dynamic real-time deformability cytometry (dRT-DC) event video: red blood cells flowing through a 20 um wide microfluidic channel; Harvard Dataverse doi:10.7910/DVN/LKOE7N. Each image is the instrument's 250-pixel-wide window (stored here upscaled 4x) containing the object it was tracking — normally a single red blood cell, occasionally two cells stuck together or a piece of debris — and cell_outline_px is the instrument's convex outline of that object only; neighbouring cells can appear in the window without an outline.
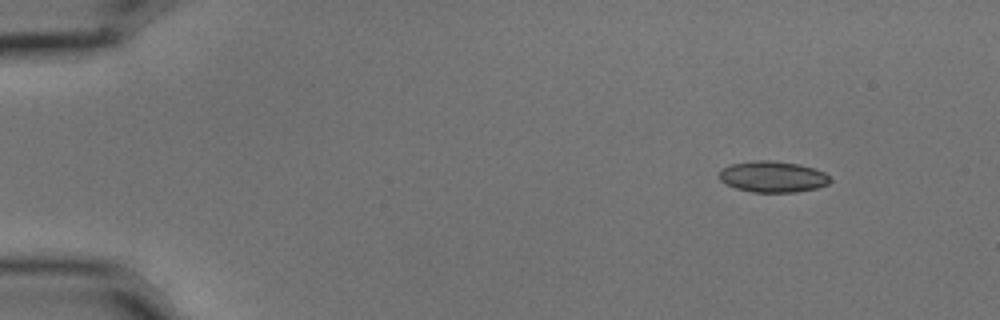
{"species": "common noctule bat (a hibernating species)", "species_latin": "Nyctalus noctula", "temperature_condition": "cold", "stored_images_in_passage": 51, "camera_frame_rate_fps": 3000, "um_per_image_px": 0.085, "animal": {"sex": "male", "body_mass_g": 15.6}, "frame": {"image": 1, "passage_image": 1, "time_ms": 0.0, "image_size_px": [1000, 320], "cell_outline_px": [[832, 180], [828, 184], [816, 188], [796, 192], [752, 192], [736, 188], [724, 184], [720, 180], [720, 168], [732, 164], [752, 160], [772, 160], [800, 164], [816, 168], [824, 172]], "centroid_in_image_um": [65.68, 15.01], "position_along_channel_um": 19.3, "area_um2": 20.35}}
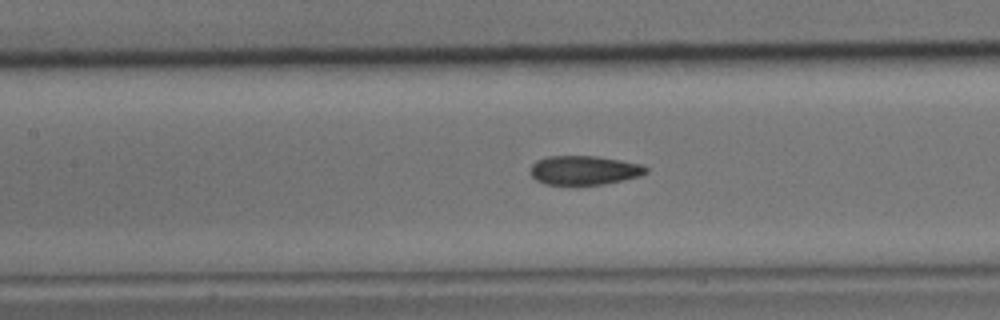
{"frame": {"image": 2, "passage_image": 21, "time_ms": 6.667, "image_size_px": [1000, 320], "cell_outline_px": [[648, 172], [640, 176], [604, 184], [576, 188], [544, 184], [536, 180], [528, 172], [532, 164], [536, 160], [548, 156], [596, 156], [644, 164], [648, 168]], "centroid_in_image_um": [49.62, 14.51], "position_along_channel_um": 157.8, "area_um2": 20.58}}
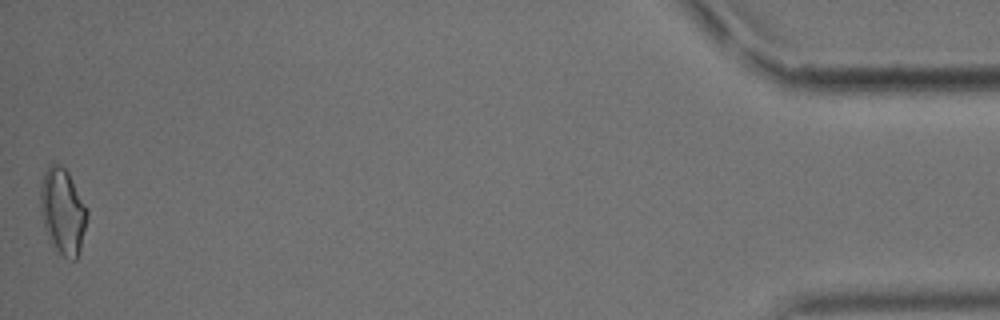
{"frame": {"image": 3, "passage_image": 51, "time_ms": 16.667, "image_size_px": [1000, 320], "cell_outline_px": [[88, 216], [80, 248], [76, 260], [72, 260], [64, 256], [52, 244], [44, 224], [40, 208], [40, 188], [44, 172], [48, 164], [60, 164], [68, 172], [88, 208]], "centroid_in_image_um": [5.34, 17.91], "position_along_channel_um": 429.9, "area_um2": 23.18}, "authors_computed_cell_mechanics": {"area_um2": 20.23, "velocity_mm_per_s": 3.5656, "shape_relaxation_time_tau1_ms": 9.4055, "shape_relaxation_time_tau2_ms": 1.8527, "deformation_change_tau1": 0.1736, "deformation_change_tau2": 0.0702}}